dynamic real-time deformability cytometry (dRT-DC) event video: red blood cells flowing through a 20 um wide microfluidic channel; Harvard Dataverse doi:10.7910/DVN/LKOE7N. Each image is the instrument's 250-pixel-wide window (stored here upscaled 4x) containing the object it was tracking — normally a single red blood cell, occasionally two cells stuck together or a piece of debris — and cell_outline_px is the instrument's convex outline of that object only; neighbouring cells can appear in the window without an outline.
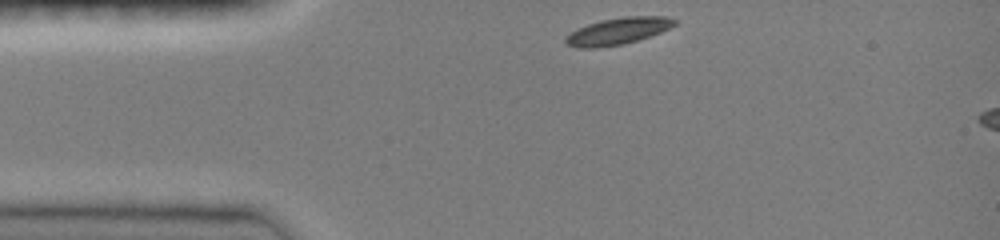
{"species": "common noctule bat (a hibernating species)", "species_latin": "Nyctalus noctula", "temperature_condition": "room temperature", "stored_images_in_passage": 5, "camera_frame_rate_fps": 3000, "um_per_image_px": 0.085, "animal": {"sex": "female", "body_mass_g": 19.0, "forearm_length_mm": 51.5}, "frame": {"image": 1, "passage_image": 1, "time_ms": 0.0, "image_size_px": [1000, 240], "cell_outline_px": [[680, 20], [676, 24], [660, 32], [624, 44], [596, 48], [576, 48], [568, 44], [564, 40], [572, 32], [588, 24], [600, 20], [624, 16], [668, 16]], "centroid_in_image_um": [52.57, 2.63], "position_along_channel_um": 32.4, "area_um2": 16.88}}